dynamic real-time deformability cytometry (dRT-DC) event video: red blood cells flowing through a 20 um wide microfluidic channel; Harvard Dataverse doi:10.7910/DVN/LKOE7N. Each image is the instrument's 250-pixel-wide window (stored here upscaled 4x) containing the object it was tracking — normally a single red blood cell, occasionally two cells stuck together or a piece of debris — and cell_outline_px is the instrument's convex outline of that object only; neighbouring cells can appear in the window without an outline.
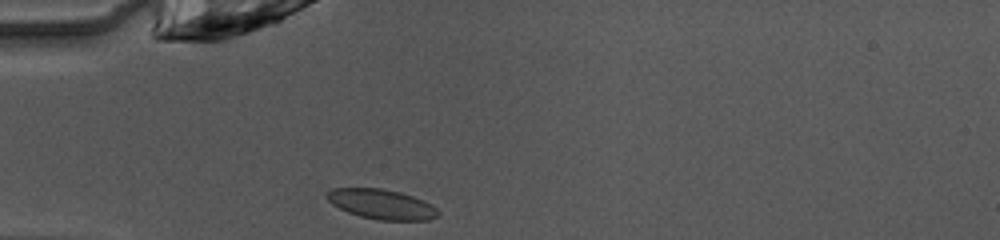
{"species": "common noctule bat (a hibernating species)", "species_latin": "Nyctalus noctula", "temperature_condition": "warm", "stored_images_in_passage": 36, "camera_frame_rate_fps": 3000, "um_per_image_px": 0.085, "animal": {"sex": "female", "body_mass_g": 10.0, "forearm_length_mm": 53.1}, "frame": {"image": 1, "passage_image": 1, "time_ms": 0.0, "image_size_px": [1000, 240], "cell_outline_px": [[440, 216], [428, 220], [380, 220], [360, 216], [348, 212], [332, 204], [324, 196], [332, 188], [380, 188], [400, 192], [424, 200], [432, 204], [440, 212]], "centroid_in_image_um": [32.46, 17.36], "position_along_channel_um": 52.5, "area_um2": 19.42}}
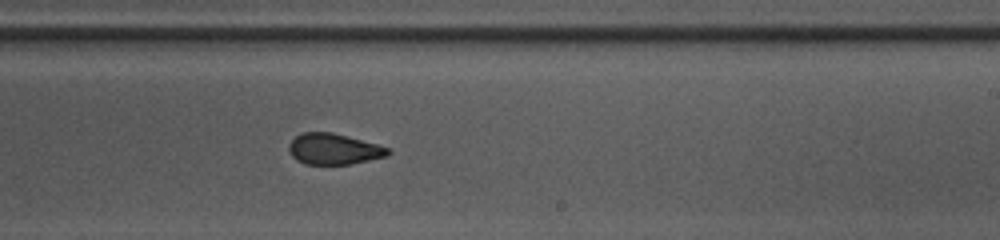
{"frame": {"image": 2, "passage_image": 17, "time_ms": 5.333, "image_size_px": [1000, 240], "cell_outline_px": [[392, 152], [388, 156], [352, 164], [304, 164], [296, 160], [292, 156], [288, 148], [288, 144], [300, 132], [332, 132], [376, 144], [388, 148]], "centroid_in_image_um": [28.36, 12.67], "position_along_channel_um": 260.6, "area_um2": 17.92}}
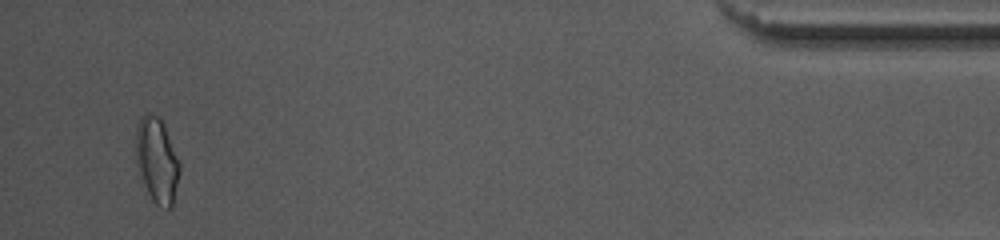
{"frame": {"image": 3, "passage_image": 34, "time_ms": 11.0, "image_size_px": [1000, 240], "cell_outline_px": [[180, 168], [172, 208], [160, 208], [152, 200], [148, 192], [136, 156], [136, 128], [140, 116], [148, 112], [160, 116], [164, 124], [180, 164]], "centroid_in_image_um": [13.35, 13.58], "position_along_channel_um": 421.8, "area_um2": 21.33}, "authors_computed_cell_mechanics": {"area_um2": 18.9584, "velocity_mm_per_s": 4.0681, "shape_relaxation_time_tau1_ms": null, "shape_relaxation_time_tau2_ms": 1.1876, "deformation_change_tau1": null, "deformation_change_tau2": 0.0653}}